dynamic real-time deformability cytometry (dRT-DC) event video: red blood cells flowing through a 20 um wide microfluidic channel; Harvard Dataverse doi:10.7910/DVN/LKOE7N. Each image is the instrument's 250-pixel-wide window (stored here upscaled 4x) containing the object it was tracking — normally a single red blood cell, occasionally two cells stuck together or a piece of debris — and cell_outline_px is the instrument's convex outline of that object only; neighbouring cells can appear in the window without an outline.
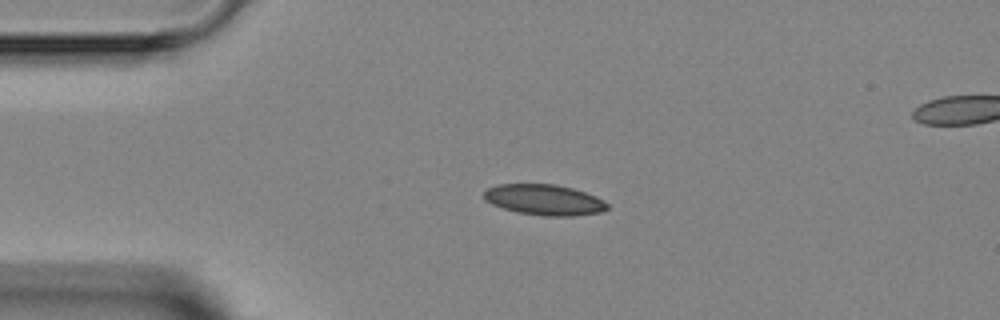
{"species": "Egyptian fruit bat (a non-hibernating species)", "species_latin": "Rousettus aegyptiacus", "temperature_condition": "room temperature", "stored_images_in_passage": 4, "camera_frame_rate_fps": 3000, "um_per_image_px": 0.085, "animal": {"sex": "female"}, "frame": {"image": 1, "passage_image": 2, "time_ms": 1.0, "image_size_px": [1000, 320], "cell_outline_px": [[608, 208], [604, 212], [572, 216], [544, 216], [516, 212], [492, 204], [484, 200], [484, 192], [488, 188], [496, 184], [556, 184], [572, 188], [596, 196], [604, 200], [608, 204]], "centroid_in_image_um": [46.28, 16.98], "position_along_channel_um": 38.7, "area_um2": 22.2}}
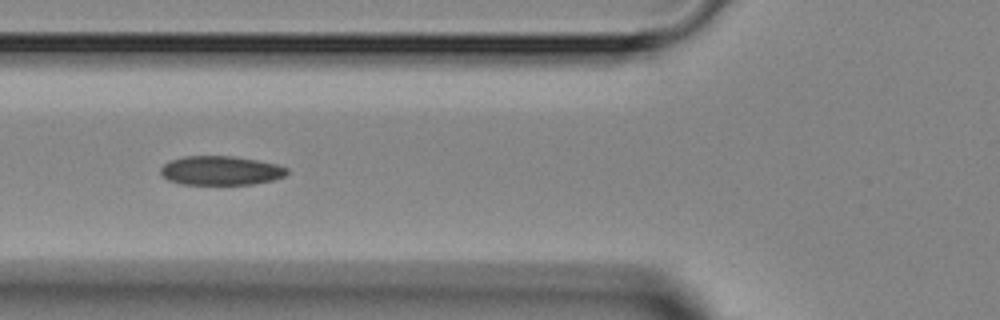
{"frame": {"image": 2, "passage_image": 4, "time_ms": 3.333, "image_size_px": [1000, 320], "cell_outline_px": [[288, 172], [284, 176], [272, 180], [252, 184], [180, 184], [168, 180], [160, 172], [160, 168], [164, 164], [172, 160], [184, 156], [232, 156], [256, 160], [276, 164], [288, 168]], "centroid_in_image_um": [18.75, 14.5], "position_along_channel_um": 107.0, "area_um2": 21.27}}